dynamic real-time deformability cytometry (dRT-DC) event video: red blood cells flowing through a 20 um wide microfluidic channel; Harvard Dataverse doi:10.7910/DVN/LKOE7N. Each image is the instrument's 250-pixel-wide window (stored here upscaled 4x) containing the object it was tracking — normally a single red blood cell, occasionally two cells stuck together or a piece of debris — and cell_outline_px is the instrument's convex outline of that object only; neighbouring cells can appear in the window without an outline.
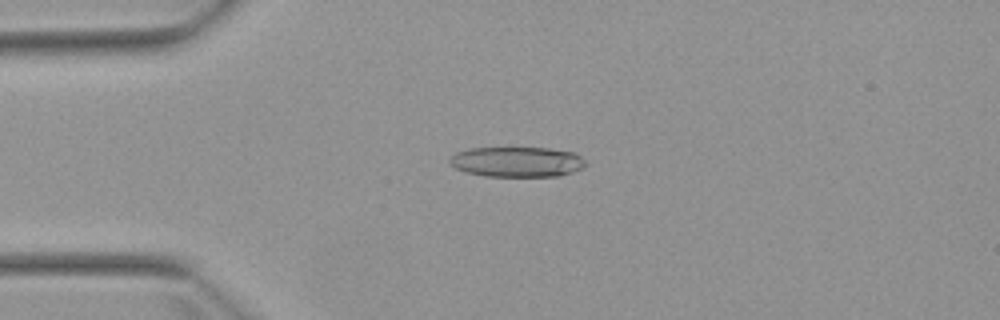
{"species": "Egyptian fruit bat (a non-hibernating species)", "species_latin": "Rousettus aegyptiacus", "temperature_condition": "warm", "stored_images_in_passage": 5, "camera_frame_rate_fps": 3000, "um_per_image_px": 0.085, "animal": {"sex": "female"}, "frame": {"image": 1, "passage_image": 3, "time_ms": 2.333, "image_size_px": [1000, 320], "cell_outline_px": [[584, 164], [580, 168], [572, 172], [560, 176], [484, 176], [468, 172], [456, 168], [448, 160], [456, 152], [468, 148], [548, 148], [576, 152], [584, 160]], "centroid_in_image_um": [43.94, 13.75], "position_along_channel_um": 41.1, "area_um2": 23.76}}
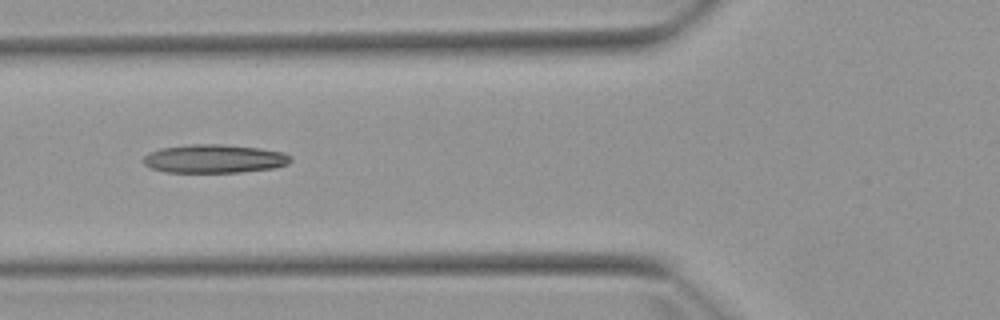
{"frame": {"image": 2, "passage_image": 5, "time_ms": 4.667, "image_size_px": [1000, 320], "cell_outline_px": [[292, 160], [288, 164], [272, 168], [240, 172], [164, 172], [152, 168], [144, 164], [144, 156], [148, 152], [160, 148], [188, 144], [224, 144], [260, 148], [284, 152], [292, 156]], "centroid_in_image_um": [18.22, 13.48], "position_along_channel_um": 107.6, "area_um2": 24.62}}